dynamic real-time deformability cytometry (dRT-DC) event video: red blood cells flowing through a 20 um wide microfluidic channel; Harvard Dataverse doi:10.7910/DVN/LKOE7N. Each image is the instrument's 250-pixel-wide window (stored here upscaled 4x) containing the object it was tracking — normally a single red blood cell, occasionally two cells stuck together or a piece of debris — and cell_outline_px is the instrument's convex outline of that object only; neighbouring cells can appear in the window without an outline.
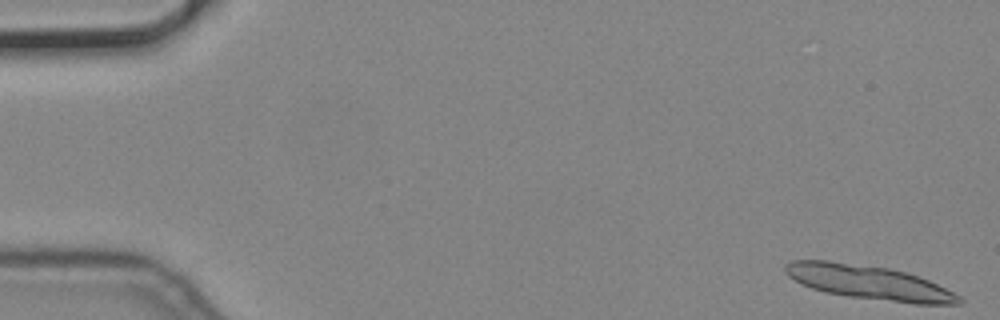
{"species": "common noctule bat (a hibernating species)", "species_latin": "Nyctalus noctula", "temperature_condition": "cold", "stored_images_in_passage": 6, "segment_of_instrument_passage": [1, 2], "camera_frame_rate_fps": 3000, "um_per_image_px": 0.085, "animal": {"sex": "male", "body_mass_g": 19.2, "forearm_length_mm": 51.8}, "frame": {"image": 1, "passage_image": 1, "time_ms": 0.0, "image_size_px": [1000, 320], "cell_outline_px": [[964, 304], [916, 304], [848, 296], [824, 292], [812, 288], [788, 276], [784, 272], [784, 264], [792, 260], [828, 260], [888, 268], [920, 276], [960, 296], [964, 300]], "centroid_in_image_um": [73.86, 24.0], "position_along_channel_um": 11.1, "area_um2": 34.39}}